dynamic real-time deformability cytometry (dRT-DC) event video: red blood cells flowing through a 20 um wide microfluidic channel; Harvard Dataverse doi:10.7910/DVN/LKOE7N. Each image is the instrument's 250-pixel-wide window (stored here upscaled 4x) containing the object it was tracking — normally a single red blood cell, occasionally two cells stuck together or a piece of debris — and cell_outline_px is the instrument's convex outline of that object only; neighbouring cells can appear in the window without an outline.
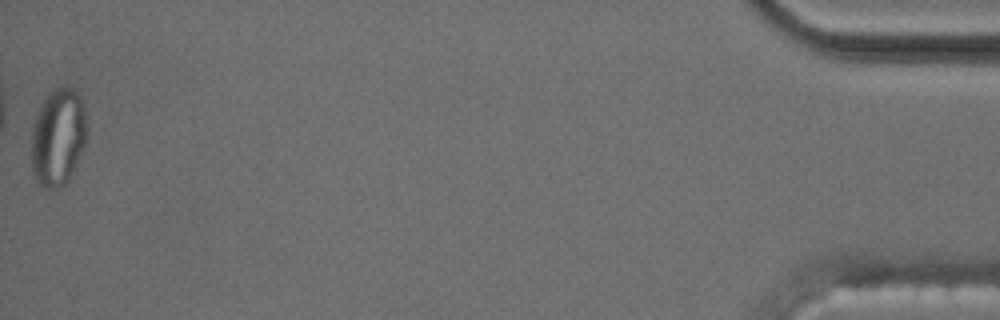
{"species": "common noctule bat (a hibernating species)", "species_latin": "Nyctalus noctula", "temperature_condition": "cold", "stored_images_in_passage": 39, "camera_frame_rate_fps": 3000, "um_per_image_px": 0.085, "animal": {"sex": "male", "body_mass_g": 17.5, "forearm_length_mm": 52.3}, "frame": {"image": 1, "passage_image": 39, "time_ms": 12.667, "image_size_px": [1000, 320], "cell_outline_px": [[88, 132], [84, 144], [76, 164], [68, 180], [56, 188], [44, 188], [36, 180], [32, 172], [32, 128], [36, 112], [44, 100], [56, 88], [68, 84], [80, 96], [84, 104], [88, 128]], "centroid_in_image_um": [4.95, 11.62], "position_along_channel_um": 430.3, "area_um2": 31.56}}